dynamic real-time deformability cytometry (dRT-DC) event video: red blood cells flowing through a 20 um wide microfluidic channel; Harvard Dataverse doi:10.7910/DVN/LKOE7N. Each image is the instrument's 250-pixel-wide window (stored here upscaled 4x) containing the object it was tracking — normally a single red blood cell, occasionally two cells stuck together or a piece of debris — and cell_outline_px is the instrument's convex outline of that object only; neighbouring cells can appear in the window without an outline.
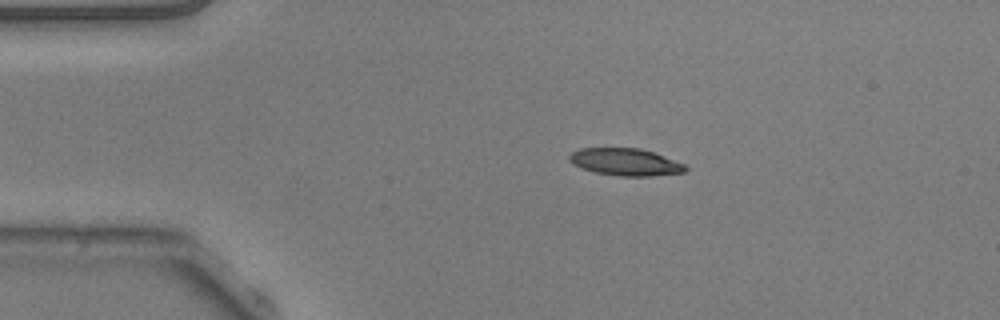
{"species": "common noctule bat (a hibernating species)", "species_latin": "Nyctalus noctula", "temperature_condition": "warm", "stored_images_in_passage": 37, "camera_frame_rate_fps": 3000, "um_per_image_px": 0.085, "animal": {"sex": "male", "body_mass_g": 20.5, "forearm_length_mm": 52.5}, "frame": {"image": 1, "passage_image": 1, "time_ms": 0.0, "image_size_px": [1000, 320], "cell_outline_px": [[688, 168], [684, 172], [648, 176], [620, 176], [596, 172], [580, 168], [572, 164], [568, 160], [568, 156], [572, 152], [580, 148], [640, 148], [652, 152], [684, 164]], "centroid_in_image_um": [53.1, 13.77], "position_along_channel_um": 31.9, "area_um2": 18.26}}
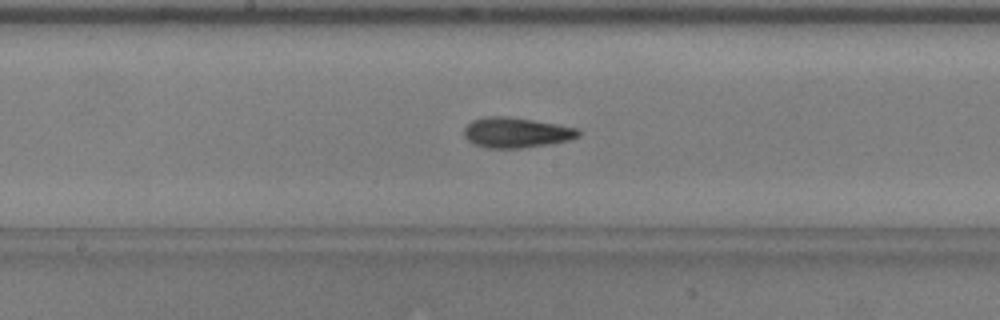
{"frame": {"image": 2, "passage_image": 18, "time_ms": 5.667, "image_size_px": [1000, 320], "cell_outline_px": [[580, 136], [568, 140], [548, 144], [520, 148], [488, 148], [476, 144], [468, 140], [464, 136], [464, 128], [472, 120], [484, 116], [508, 116], [556, 124], [576, 128], [580, 132]], "centroid_in_image_um": [43.85, 11.26], "position_along_channel_um": 204.3, "area_um2": 20.0}}
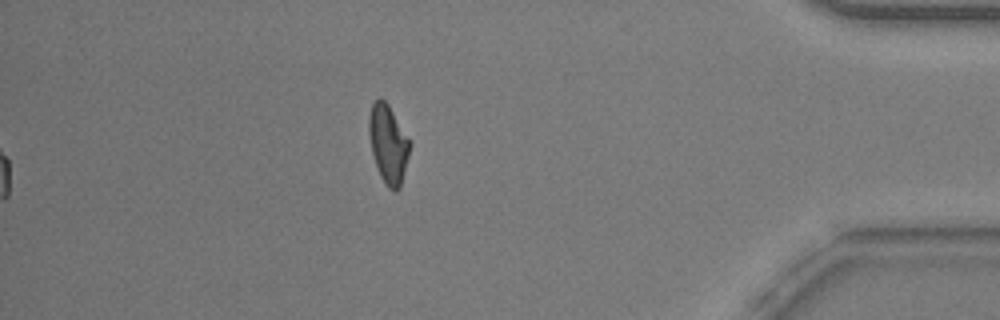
{"frame": {"image": 3, "passage_image": 37, "time_ms": 12.0, "image_size_px": [1000, 320], "cell_outline_px": [[412, 144], [400, 188], [396, 192], [388, 188], [384, 184], [380, 176], [372, 152], [368, 132], [368, 116], [372, 104], [380, 96], [388, 104]], "centroid_in_image_um": [33.0, 12.25], "position_along_channel_um": 402.2, "area_um2": 18.79}, "authors_computed_cell_mechanics": {"area_um2": 19.1318, "velocity_mm_per_s": 3.8089, "shape_relaxation_time_tau1_ms": null, "shape_relaxation_time_tau2_ms": 1.7226, "deformation_change_tau1": null, "deformation_change_tau2": 0.0684}}